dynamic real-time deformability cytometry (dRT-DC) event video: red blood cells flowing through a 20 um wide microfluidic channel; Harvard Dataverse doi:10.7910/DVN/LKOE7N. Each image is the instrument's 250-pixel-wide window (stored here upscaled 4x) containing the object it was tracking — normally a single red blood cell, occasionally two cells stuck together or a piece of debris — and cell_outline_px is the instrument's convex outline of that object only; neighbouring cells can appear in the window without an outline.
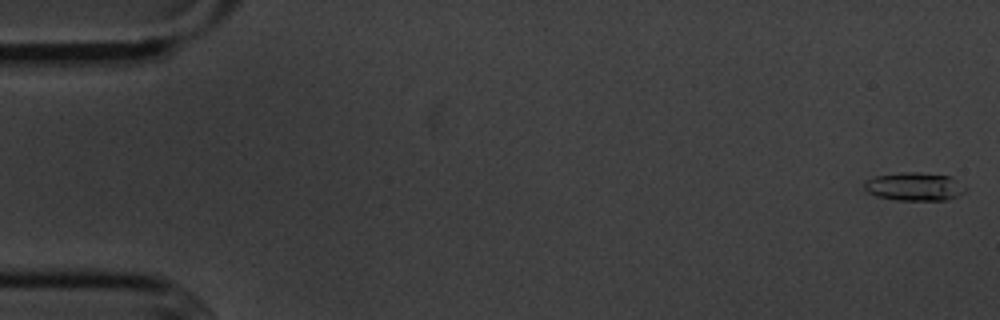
{"species": "common noctule bat (a hibernating species)", "species_latin": "Nyctalus noctula", "temperature_condition": "cold", "stored_images_in_passage": 5, "camera_frame_rate_fps": 3000, "um_per_image_px": 0.085, "animal": {"sex": "male", "body_mass_g": 20.1, "forearm_length_mm": 53.5}, "frame": {"image": 1, "passage_image": 1, "time_ms": 0.0, "image_size_px": [1000, 320], "cell_outline_px": [[968, 188], [964, 192], [956, 196], [944, 200], [896, 200], [876, 196], [868, 192], [864, 188], [864, 180], [876, 176], [904, 172], [920, 172], [952, 176]], "centroid_in_image_um": [77.74, 15.85], "position_along_channel_um": 7.3, "area_um2": 16.76}}